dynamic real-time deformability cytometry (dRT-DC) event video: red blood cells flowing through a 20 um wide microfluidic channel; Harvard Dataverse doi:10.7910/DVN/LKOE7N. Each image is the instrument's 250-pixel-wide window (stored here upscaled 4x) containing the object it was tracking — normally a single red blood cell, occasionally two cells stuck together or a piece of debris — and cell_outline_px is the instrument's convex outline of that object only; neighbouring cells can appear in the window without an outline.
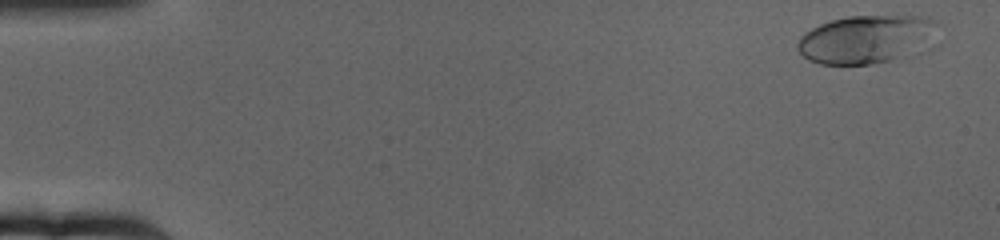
{"species": "human", "species_latin": "Homo sapiens", "temperature_condition": "cold", "stored_images_in_passage": 65, "camera_frame_rate_fps": 3000, "um_per_image_px": 0.085, "donor": {"sex": "female"}, "frame": {"image": 1, "passage_image": 3, "time_ms": 0.667, "image_size_px": [1000, 240], "cell_outline_px": [[936, 24], [912, 56], [872, 64], [820, 64], [808, 60], [796, 48], [796, 44], [800, 36], [804, 32], [820, 24], [832, 20], [848, 16], [928, 16]], "centroid_in_image_um": [73.49, 3.34], "position_along_channel_um": 11.5, "area_um2": 38.61}}
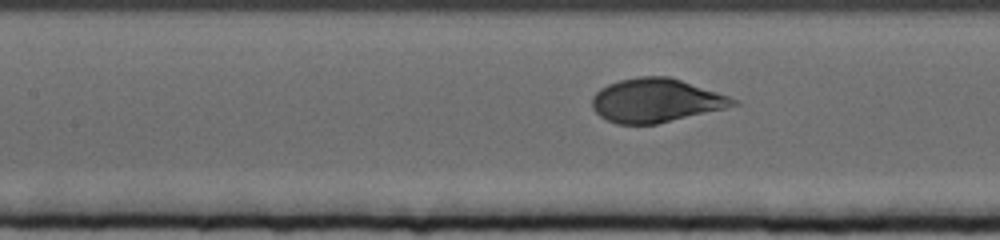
{"frame": {"image": 2, "passage_image": 30, "time_ms": 9.667, "image_size_px": [1000, 240], "cell_outline_px": [[740, 104], [724, 108], [656, 124], [616, 124], [600, 116], [592, 108], [592, 96], [600, 88], [608, 84], [620, 80], [640, 76], [668, 76], [740, 100]], "centroid_in_image_um": [55.72, 8.54], "position_along_channel_um": 151.7, "area_um2": 35.6}}
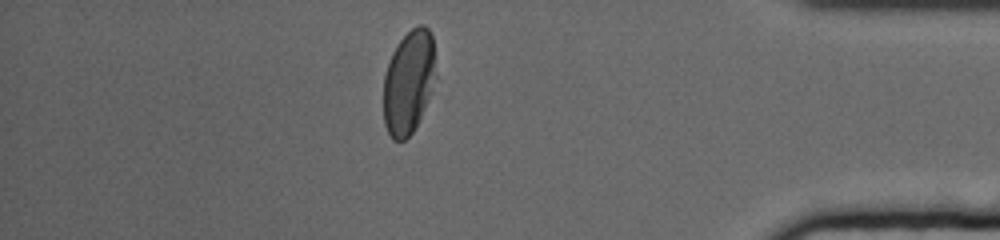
{"frame": {"image": 3, "passage_image": 57, "time_ms": 18.667, "image_size_px": [1000, 240], "cell_outline_px": [[440, 80], [412, 132], [404, 140], [392, 140], [384, 124], [384, 76], [392, 52], [400, 40], [412, 28], [420, 24], [424, 24], [428, 28], [432, 36]], "centroid_in_image_um": [34.81, 6.95], "position_along_channel_um": 400.4, "area_um2": 32.54}, "authors_computed_cell_mechanics": {"area_um2": 36.2406, "velocity_mm_per_s": 3.1243, "shape_relaxation_time_tau1_ms": 3.5255, "shape_relaxation_time_tau2_ms": null, "deformation_change_tau1": 0.1715, "deformation_change_tau2": null}}